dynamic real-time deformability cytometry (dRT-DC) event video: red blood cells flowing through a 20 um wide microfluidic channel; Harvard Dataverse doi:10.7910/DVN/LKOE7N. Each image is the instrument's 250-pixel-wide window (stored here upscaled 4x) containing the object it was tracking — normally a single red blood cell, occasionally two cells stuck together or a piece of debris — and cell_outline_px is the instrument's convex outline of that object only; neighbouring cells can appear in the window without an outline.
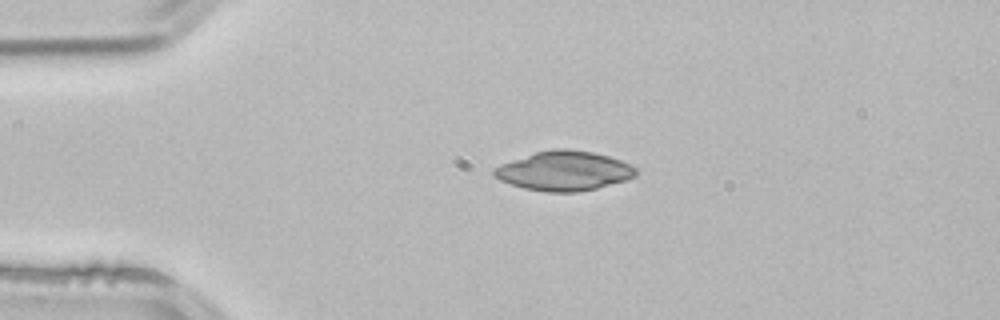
{"species": "common noctule bat (a hibernating species)", "species_latin": "Nyctalus noctula", "temperature_condition": "room temperature", "stored_images_in_passage": 41, "camera_frame_rate_fps": 3000, "um_per_image_px": 0.085, "animal": {"sex": "male", "body_mass_g": 21.5, "forearm_length_mm": 52.0}, "frame": {"image": 1, "passage_image": 1, "time_ms": 0.0, "image_size_px": [1000, 320], "cell_outline_px": [[636, 176], [628, 180], [596, 188], [576, 192], [544, 192], [524, 188], [500, 180], [492, 176], [492, 168], [500, 164], [536, 152], [552, 148], [568, 148], [592, 152], [608, 156], [620, 160], [636, 168]], "centroid_in_image_um": [47.92, 14.52], "position_along_channel_um": 37.1, "area_um2": 32.71}}
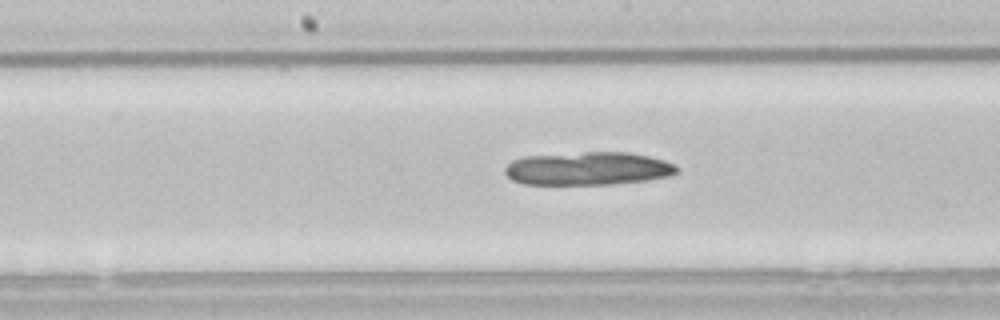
{"frame": {"image": 2, "passage_image": 16, "time_ms": 5.0, "image_size_px": [1000, 320], "cell_outline_px": [[680, 172], [668, 176], [648, 180], [612, 184], [524, 184], [512, 180], [504, 172], [504, 168], [512, 160], [524, 156], [584, 152], [628, 152], [648, 156], [664, 160], [676, 164], [680, 168]], "centroid_in_image_um": [50.01, 14.32], "position_along_channel_um": 198.2, "area_um2": 33.47}}
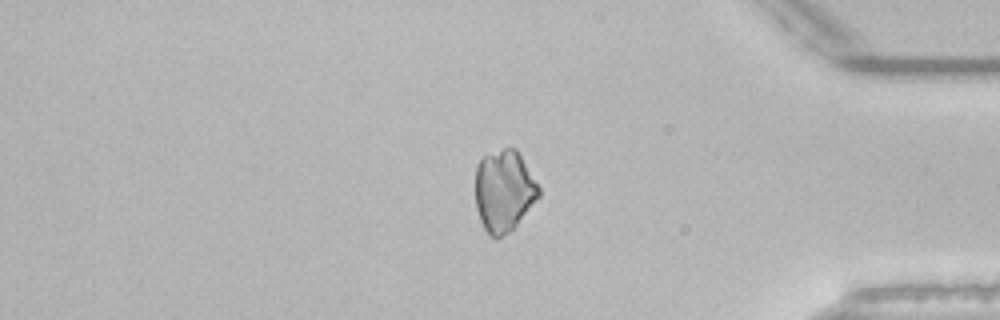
{"frame": {"image": 3, "passage_image": 33, "time_ms": 10.667, "image_size_px": [1000, 320], "cell_outline_px": [[540, 196], [516, 224], [508, 232], [500, 236], [488, 236], [480, 220], [476, 208], [476, 164], [484, 156], [504, 148], [516, 148], [540, 188]], "centroid_in_image_um": [42.83, 16.21], "position_along_channel_um": 392.4, "area_um2": 29.77}}